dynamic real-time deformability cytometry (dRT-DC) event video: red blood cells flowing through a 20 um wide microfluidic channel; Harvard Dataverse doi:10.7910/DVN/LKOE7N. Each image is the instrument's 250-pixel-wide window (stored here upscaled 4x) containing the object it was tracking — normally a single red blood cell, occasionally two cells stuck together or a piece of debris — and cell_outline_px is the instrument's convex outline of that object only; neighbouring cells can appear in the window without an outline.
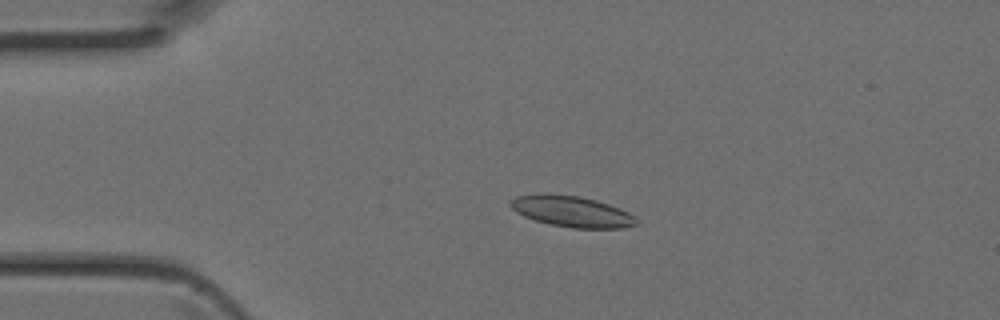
{"species": "Egyptian fruit bat (a non-hibernating species)", "species_latin": "Rousettus aegyptiacus", "temperature_condition": "room temperature", "stored_images_in_passage": 43, "camera_frame_rate_fps": 3000, "um_per_image_px": 0.085, "animal": {"sex": "female"}, "frame": {"image": 1, "passage_image": 9, "time_ms": 2.667, "image_size_px": [1000, 320], "cell_outline_px": [[640, 224], [624, 228], [572, 228], [552, 224], [536, 220], [524, 216], [516, 212], [508, 204], [516, 196], [544, 192], [548, 192], [580, 196], [596, 200], [620, 208], [628, 212]], "centroid_in_image_um": [48.58, 17.95], "position_along_channel_um": 36.4, "area_um2": 22.89}}
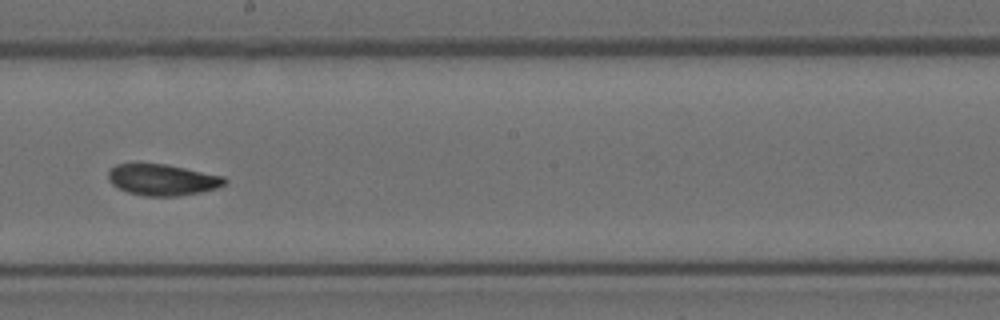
{"frame": {"image": 2, "passage_image": 24, "time_ms": 7.667, "image_size_px": [1000, 320], "cell_outline_px": [[228, 180], [224, 184], [216, 188], [200, 192], [180, 196], [144, 196], [128, 192], [112, 184], [108, 180], [108, 168], [116, 164], [140, 160], [168, 164], [224, 176]], "centroid_in_image_um": [13.74, 15.22], "position_along_channel_um": 234.5, "area_um2": 22.02}}
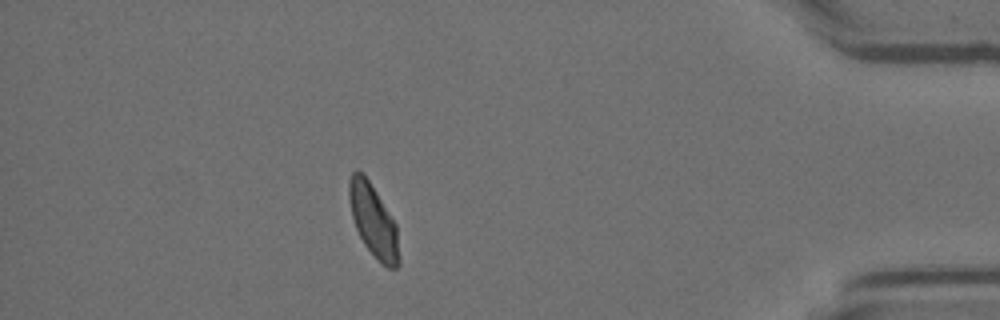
{"frame": {"image": 3, "passage_image": 38, "time_ms": 12.333, "image_size_px": [1000, 320], "cell_outline_px": [[400, 264], [396, 268], [388, 268], [364, 244], [356, 228], [352, 216], [348, 196], [348, 180], [352, 172], [356, 168], [368, 180], [376, 192], [396, 224], [400, 260]], "centroid_in_image_um": [31.72, 18.74], "position_along_channel_um": 403.5, "area_um2": 20.69}}